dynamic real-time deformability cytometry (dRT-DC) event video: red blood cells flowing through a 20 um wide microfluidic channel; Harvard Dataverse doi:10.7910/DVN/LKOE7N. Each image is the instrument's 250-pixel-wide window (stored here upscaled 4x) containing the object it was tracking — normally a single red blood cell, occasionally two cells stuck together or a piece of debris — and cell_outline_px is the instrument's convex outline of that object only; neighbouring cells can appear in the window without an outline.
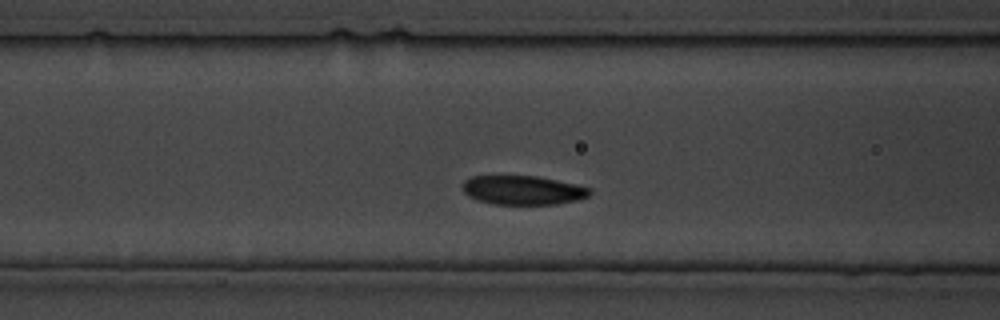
{"species": "common noctule bat (a hibernating species)", "species_latin": "Nyctalus noctula", "temperature_condition": "cold", "stored_images_in_passage": 22, "camera_frame_rate_fps": 3000, "um_per_image_px": 0.085, "animal": {"sex": "male", "body_mass_g": 19.5, "forearm_length_mm": 54.6}, "frame": {"image": 1, "passage_image": 5, "time_ms": 4.667, "image_size_px": [1000, 320], "cell_outline_px": [[592, 192], [588, 196], [576, 200], [556, 204], [492, 204], [476, 200], [468, 196], [464, 192], [464, 180], [472, 176], [536, 176], [576, 184], [592, 188]], "centroid_in_image_um": [44.45, 16.16], "position_along_channel_um": 122.1, "area_um2": 21.5}}
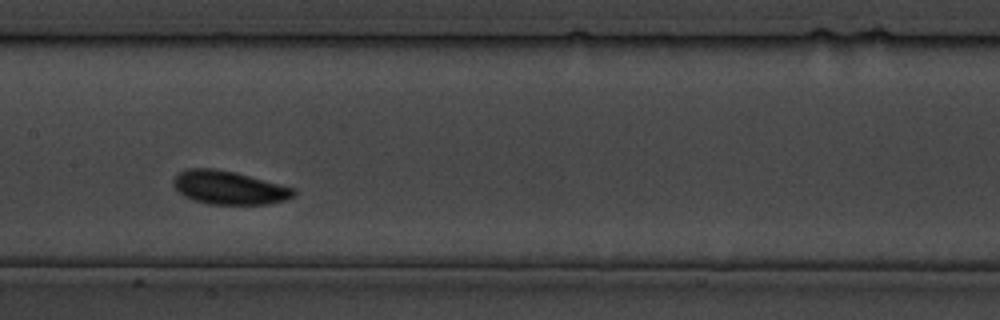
{"frame": {"image": 2, "passage_image": 8, "time_ms": 9.0, "image_size_px": [1000, 320], "cell_outline_px": [[296, 196], [284, 200], [268, 204], [208, 204], [192, 200], [184, 196], [172, 184], [172, 180], [180, 172], [188, 168], [216, 168], [236, 172], [296, 188]], "centroid_in_image_um": [19.48, 15.94], "position_along_channel_um": 187.9, "area_um2": 23.64}}
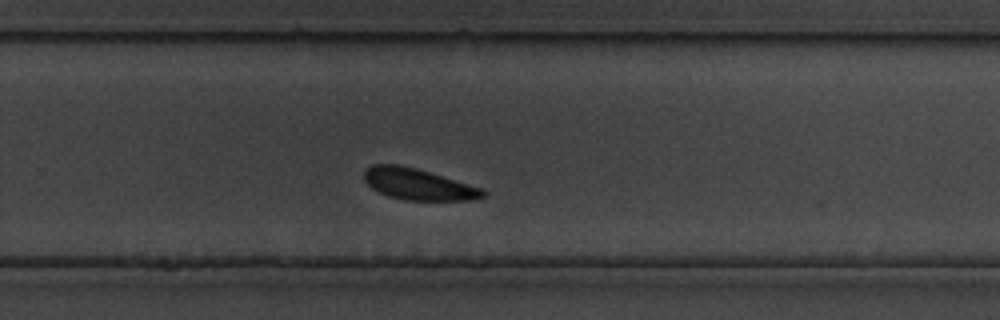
{"frame": {"image": 3, "passage_image": 14, "time_ms": 16.0, "image_size_px": [1000, 320], "cell_outline_px": [[484, 196], [472, 200], [404, 200], [388, 196], [372, 188], [364, 180], [364, 168], [372, 164], [400, 164], [416, 168], [484, 188]], "centroid_in_image_um": [35.52, 15.65], "position_along_channel_um": 294.3, "area_um2": 21.73}}